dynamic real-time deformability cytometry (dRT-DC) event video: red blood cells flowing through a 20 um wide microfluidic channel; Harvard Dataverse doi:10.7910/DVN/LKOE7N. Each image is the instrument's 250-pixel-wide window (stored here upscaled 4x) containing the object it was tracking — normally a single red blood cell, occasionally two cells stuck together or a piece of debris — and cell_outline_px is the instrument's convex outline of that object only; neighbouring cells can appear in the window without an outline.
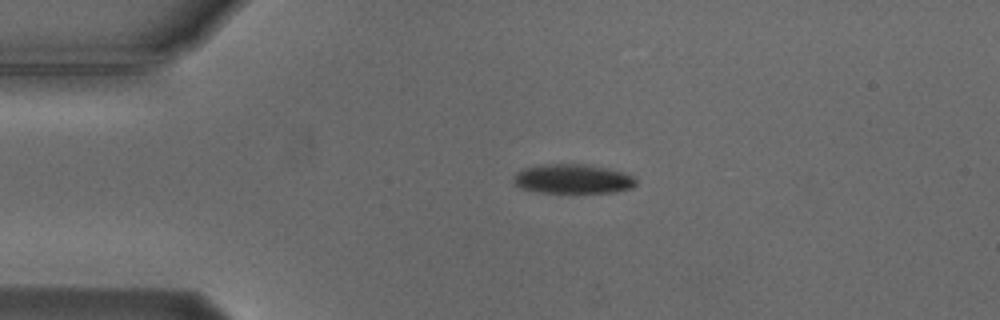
{"species": "Egyptian fruit bat (a non-hibernating species)", "species_latin": "Rousettus aegyptiacus", "temperature_condition": "cold", "stored_images_in_passage": 44, "camera_frame_rate_fps": 3000, "um_per_image_px": 0.085, "animal": {"sex": "male"}, "frame": {"image": 1, "passage_image": 1, "time_ms": 0.0, "image_size_px": [1000, 320], "cell_outline_px": [[636, 184], [632, 188], [612, 192], [536, 192], [520, 188], [516, 184], [516, 176], [524, 168], [540, 164], [580, 164], [608, 168], [632, 176], [636, 180]], "centroid_in_image_um": [48.7, 15.21], "position_along_channel_um": 36.3, "area_um2": 20.52}}
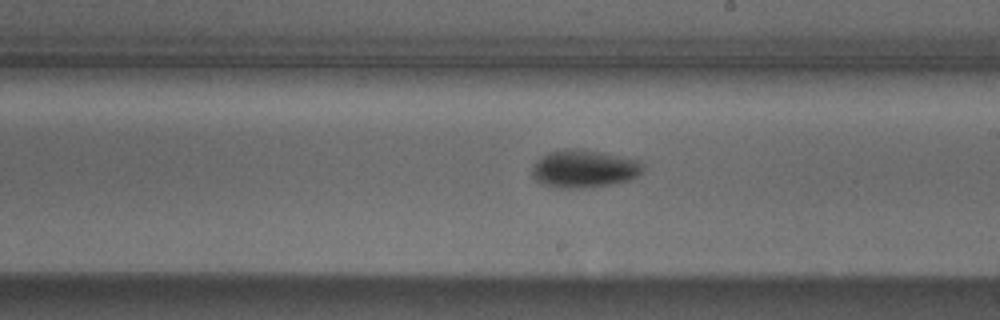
{"frame": {"image": 2, "passage_image": 20, "time_ms": 6.333, "image_size_px": [1000, 320], "cell_outline_px": [[644, 168], [636, 176], [628, 180], [612, 184], [592, 188], [552, 188], [540, 184], [532, 176], [532, 168], [536, 160], [548, 152], [568, 148], [596, 152], [636, 160]], "centroid_in_image_um": [49.55, 14.38], "position_along_channel_um": 239.5, "area_um2": 24.16}}
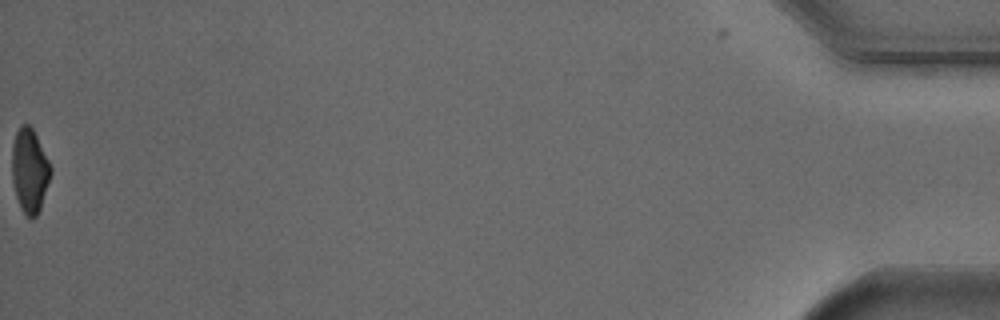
{"frame": {"image": 3, "passage_image": 44, "time_ms": 14.333, "image_size_px": [1000, 320], "cell_outline_px": [[52, 172], [40, 208], [36, 216], [24, 216], [20, 208], [16, 196], [12, 180], [12, 144], [16, 132], [20, 124], [28, 124], [32, 128], [52, 168]], "centroid_in_image_um": [2.5, 14.5], "position_along_channel_um": 432.7, "area_um2": 18.84}, "authors_computed_cell_mechanics": {"area_um2": 22.0507, "velocity_mm_per_s": 3.7597, "shape_relaxation_time_tau1_ms": 2.2361, "shape_relaxation_time_tau2_ms": null, "deformation_change_tau1": 0.1065, "deformation_change_tau2": null}}